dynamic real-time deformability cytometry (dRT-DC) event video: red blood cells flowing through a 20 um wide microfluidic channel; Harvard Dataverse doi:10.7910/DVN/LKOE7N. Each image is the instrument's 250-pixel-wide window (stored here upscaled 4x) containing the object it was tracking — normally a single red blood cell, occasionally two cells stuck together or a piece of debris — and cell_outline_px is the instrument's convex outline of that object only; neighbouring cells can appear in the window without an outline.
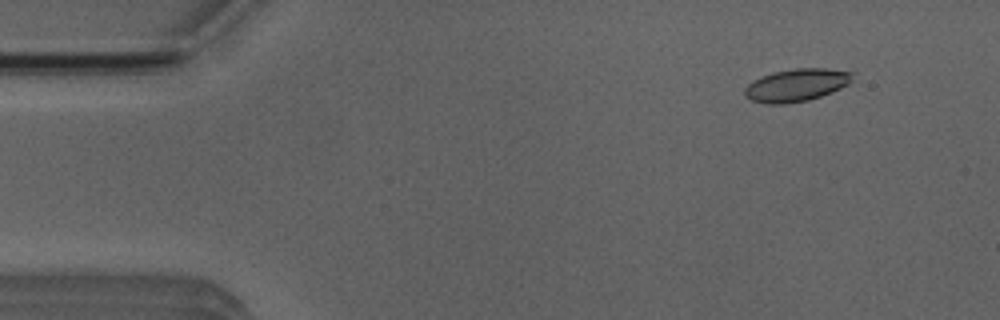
{"species": "Egyptian fruit bat (a non-hibernating species)", "species_latin": "Rousettus aegyptiacus", "temperature_condition": "room temperature", "stored_images_in_passage": 4, "camera_frame_rate_fps": 3000, "um_per_image_px": 0.085, "animal": {"sex": "male"}, "frame": {"image": 1, "passage_image": 1, "time_ms": 0.0, "image_size_px": [1000, 320], "cell_outline_px": [[852, 80], [848, 84], [832, 92], [808, 100], [784, 104], [764, 104], [752, 100], [744, 96], [744, 88], [752, 80], [772, 72], [796, 68], [828, 68], [852, 72]], "centroid_in_image_um": [67.66, 7.23], "position_along_channel_um": 17.3, "area_um2": 20.58}}